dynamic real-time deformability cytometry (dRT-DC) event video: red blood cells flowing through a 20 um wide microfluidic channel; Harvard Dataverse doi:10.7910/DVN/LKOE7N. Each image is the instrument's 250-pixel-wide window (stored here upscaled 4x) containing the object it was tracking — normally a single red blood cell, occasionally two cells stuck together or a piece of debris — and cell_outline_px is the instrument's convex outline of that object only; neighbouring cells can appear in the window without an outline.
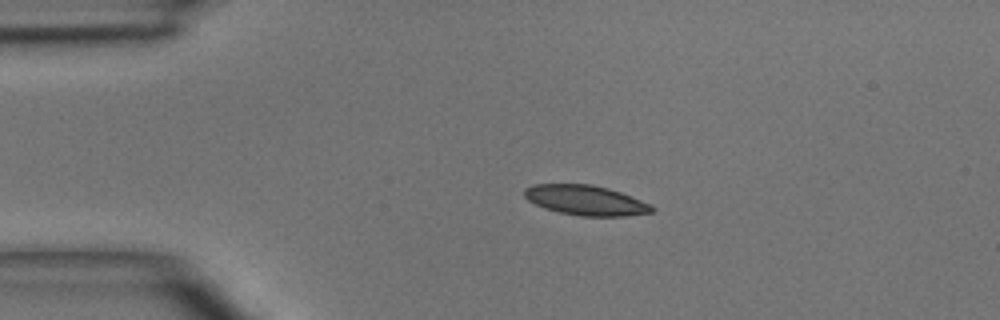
{"species": "common noctule bat (a hibernating species)", "species_latin": "Nyctalus noctula", "temperature_condition": "room temperature", "stored_images_in_passage": 4, "camera_frame_rate_fps": 3000, "um_per_image_px": 0.085, "animal": {"sex": "male", "body_mass_g": 15.6}, "frame": {"image": 1, "passage_image": 3, "time_ms": 2.0, "image_size_px": [1000, 320], "cell_outline_px": [[656, 208], [652, 212], [624, 216], [580, 216], [560, 212], [544, 208], [528, 200], [524, 196], [524, 188], [532, 184], [592, 184], [608, 188], [620, 192], [640, 200]], "centroid_in_image_um": [49.75, 17.01], "position_along_channel_um": 35.3, "area_um2": 22.14}}